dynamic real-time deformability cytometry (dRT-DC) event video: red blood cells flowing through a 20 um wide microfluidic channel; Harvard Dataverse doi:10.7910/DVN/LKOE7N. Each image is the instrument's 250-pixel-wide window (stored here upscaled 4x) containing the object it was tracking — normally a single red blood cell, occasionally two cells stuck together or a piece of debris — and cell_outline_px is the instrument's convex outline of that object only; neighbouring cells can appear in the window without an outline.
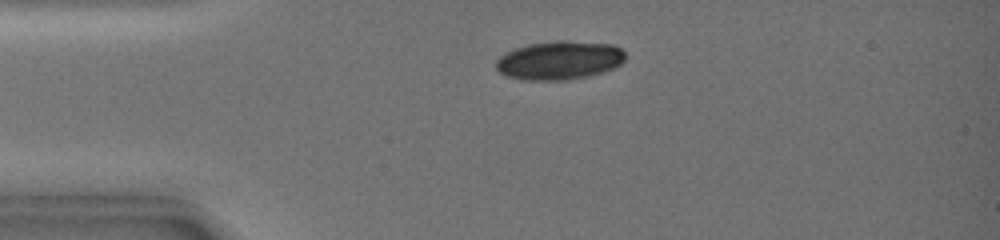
{"species": "common noctule bat (a hibernating species)", "species_latin": "Nyctalus noctula", "temperature_condition": "warm", "stored_images_in_passage": 32, "camera_frame_rate_fps": 3000, "um_per_image_px": 0.085, "animal": {"sex": "female", "body_mass_g": 19.0, "forearm_length_mm": 51.5}, "frame": {"image": 1, "passage_image": 1, "time_ms": 0.0, "image_size_px": [1000, 240], "cell_outline_px": [[624, 60], [620, 64], [604, 72], [588, 76], [568, 80], [520, 80], [508, 76], [500, 72], [496, 68], [496, 60], [500, 56], [516, 48], [528, 44], [556, 40], [568, 40], [612, 44], [620, 48], [624, 52]], "centroid_in_image_um": [47.55, 5.12], "position_along_channel_um": 37.5, "area_um2": 29.19}}